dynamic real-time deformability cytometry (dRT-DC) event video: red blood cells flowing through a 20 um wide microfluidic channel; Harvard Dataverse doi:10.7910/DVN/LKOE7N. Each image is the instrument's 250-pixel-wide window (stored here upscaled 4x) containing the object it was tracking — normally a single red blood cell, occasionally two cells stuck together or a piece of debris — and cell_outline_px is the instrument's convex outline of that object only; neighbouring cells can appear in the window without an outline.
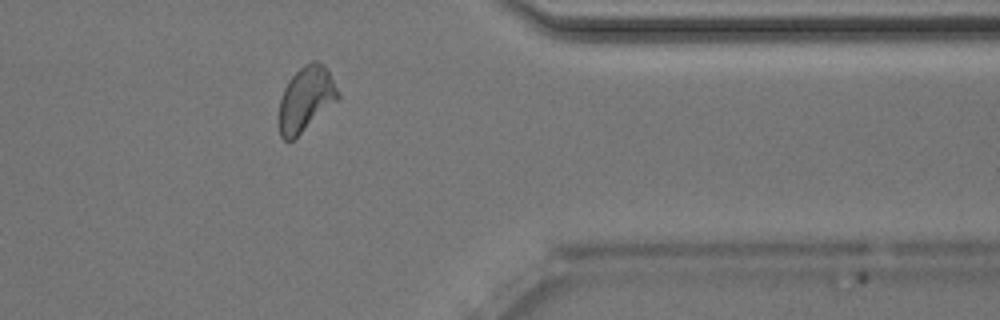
{"species": "Egyptian fruit bat (a non-hibernating species)", "species_latin": "Rousettus aegyptiacus", "temperature_condition": "room temperature", "stored_images_in_passage": 39, "camera_frame_rate_fps": 3000, "um_per_image_px": 0.085, "animal": {"sex": "male"}, "frame": {"image": 1, "passage_image": 34, "time_ms": 11.0, "image_size_px": [1000, 320], "cell_outline_px": [[340, 96], [336, 100], [292, 140], [284, 140], [280, 136], [280, 100], [284, 88], [288, 80], [304, 64], [312, 60], [316, 60], [324, 64], [328, 68], [340, 92]], "centroid_in_image_um": [26.02, 8.34], "position_along_channel_um": 385.4, "area_um2": 21.85}, "authors_computed_cell_mechanics": {"area_um2": 22.0218, "velocity_mm_per_s": 3.9896, "shape_relaxation_time_tau1_ms": 5.5408, "shape_relaxation_time_tau2_ms": 2.0855, "deformation_change_tau1": 0.1448, "deformation_change_tau2": 0.0724}}